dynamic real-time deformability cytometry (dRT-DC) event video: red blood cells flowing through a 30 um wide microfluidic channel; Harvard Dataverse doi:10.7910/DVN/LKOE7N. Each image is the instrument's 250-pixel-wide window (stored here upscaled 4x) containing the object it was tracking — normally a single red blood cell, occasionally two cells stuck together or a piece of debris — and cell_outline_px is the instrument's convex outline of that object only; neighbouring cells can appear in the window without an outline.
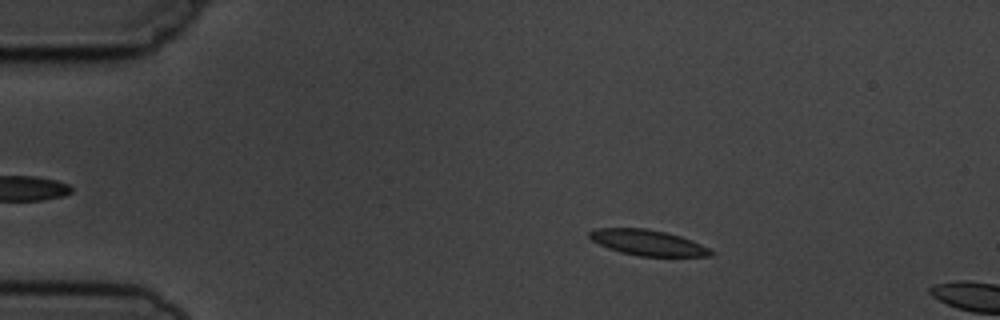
{"species": "common noctule bat (a hibernating species)", "species_latin": "Nyctalus noctula", "temperature_condition": "cold", "stored_images_in_passage": 3, "camera_frame_rate_fps": 3000, "um_per_image_px": 0.085, "animal": {"sex": "male", "body_mass_g": 19.5, "forearm_length_mm": 54.6}, "frame": {"image": 1, "passage_image": 2, "time_ms": 1.0, "image_size_px": [1000, 320], "cell_outline_px": [[716, 252], [712, 256], [640, 256], [620, 252], [608, 248], [592, 240], [588, 236], [588, 232], [596, 228], [644, 228], [664, 232], [680, 236], [692, 240]], "centroid_in_image_um": [55.06, 20.62], "position_along_channel_um": 29.9, "area_um2": 18.03}}